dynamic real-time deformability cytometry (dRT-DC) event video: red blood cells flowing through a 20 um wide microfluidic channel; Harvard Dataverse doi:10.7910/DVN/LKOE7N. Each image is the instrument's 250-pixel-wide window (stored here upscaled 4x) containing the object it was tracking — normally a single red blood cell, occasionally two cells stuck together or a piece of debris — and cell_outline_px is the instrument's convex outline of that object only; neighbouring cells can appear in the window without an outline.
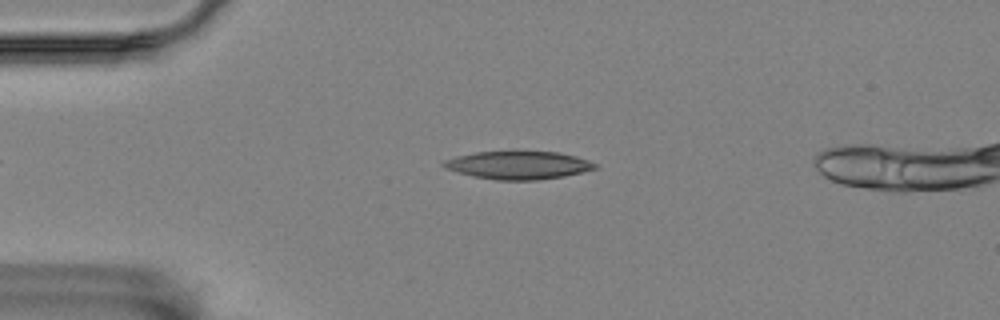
{"species": "Egyptian fruit bat (a non-hibernating species)", "species_latin": "Rousettus aegyptiacus", "temperature_condition": "room temperature", "stored_images_in_passage": 46, "camera_frame_rate_fps": 3000, "um_per_image_px": 0.085, "animal": {"sex": "female"}, "frame": {"image": 1, "passage_image": 11, "time_ms": 3.333, "image_size_px": [1000, 320], "cell_outline_px": [[600, 168], [564, 176], [536, 180], [496, 180], [472, 176], [444, 168], [440, 164], [444, 160], [456, 156], [476, 152], [556, 152], [576, 156], [588, 160], [596, 164]], "centroid_in_image_um": [44.05, 14.04], "position_along_channel_um": 41.0, "area_um2": 24.62}}
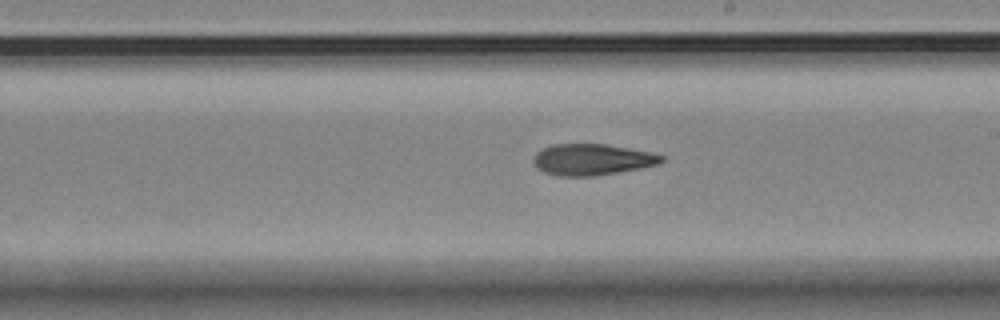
{"frame": {"image": 2, "passage_image": 30, "time_ms": 9.667, "image_size_px": [1000, 320], "cell_outline_px": [[664, 160], [660, 164], [640, 168], [592, 176], [560, 176], [544, 172], [536, 168], [532, 160], [536, 152], [552, 144], [604, 144], [652, 152], [664, 156]], "centroid_in_image_um": [50.32, 13.56], "position_along_channel_um": 238.7, "area_um2": 23.29}}
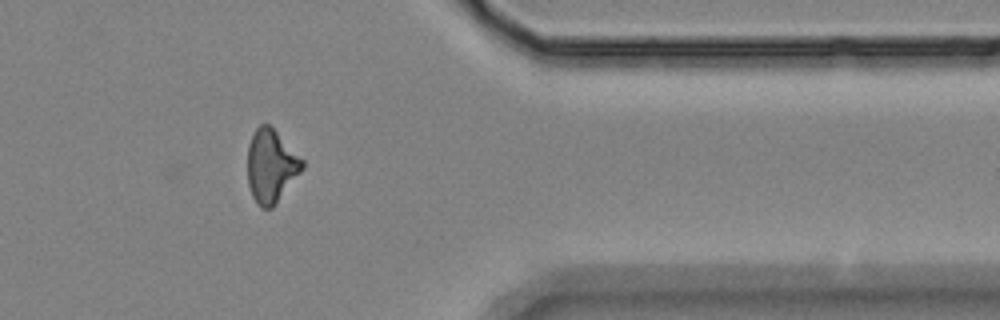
{"frame": {"image": 3, "passage_image": 44, "time_ms": 14.333, "image_size_px": [1000, 320], "cell_outline_px": [[304, 168], [276, 204], [272, 208], [260, 208], [256, 204], [252, 196], [248, 184], [248, 144], [256, 128], [260, 124], [268, 124], [304, 160]], "centroid_in_image_um": [23.04, 14.15], "position_along_channel_um": 388.4, "area_um2": 23.24}}